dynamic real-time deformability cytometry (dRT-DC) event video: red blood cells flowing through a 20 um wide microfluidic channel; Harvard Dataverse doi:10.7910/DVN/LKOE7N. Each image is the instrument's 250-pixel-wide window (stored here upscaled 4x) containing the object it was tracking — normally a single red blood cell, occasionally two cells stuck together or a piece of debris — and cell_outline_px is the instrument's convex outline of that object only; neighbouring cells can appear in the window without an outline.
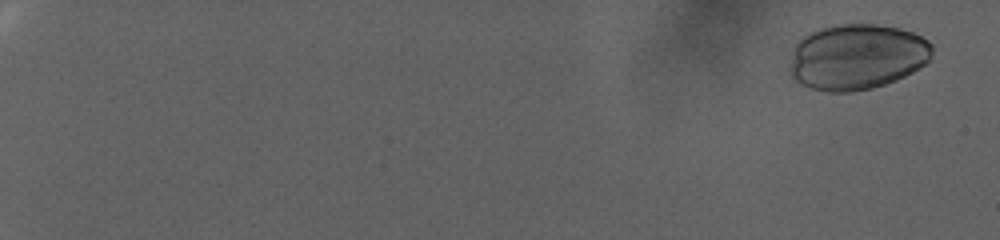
{"species": "human", "species_latin": "Homo sapiens", "temperature_condition": "warm", "stored_images_in_passage": 96, "camera_frame_rate_fps": 3000, "um_per_image_px": 0.085, "donor": {"sex": "female"}, "frame": {"image": 1, "passage_image": 5, "time_ms": 1.333, "image_size_px": [1000, 240], "cell_outline_px": [[932, 52], [928, 60], [920, 68], [896, 80], [872, 88], [852, 92], [828, 92], [812, 88], [800, 84], [792, 76], [788, 68], [792, 52], [796, 44], [804, 36], [820, 28], [836, 24], [876, 24], [900, 28], [912, 32], [928, 40], [932, 44]], "centroid_in_image_um": [72.83, 4.83], "position_along_channel_um": 12.2, "area_um2": 54.68}}
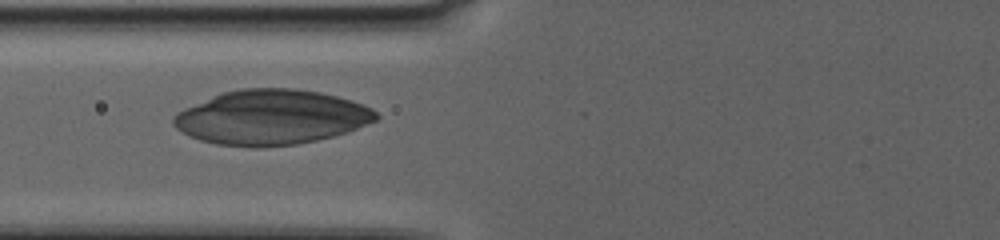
{"frame": {"image": 2, "passage_image": 47, "time_ms": 15.333, "image_size_px": [1000, 240], "cell_outline_px": [[380, 116], [376, 120], [356, 128], [332, 136], [316, 140], [296, 144], [260, 148], [256, 148], [216, 144], [200, 140], [188, 136], [176, 128], [172, 124], [172, 116], [184, 108], [212, 96], [224, 92], [240, 88], [292, 88], [320, 92], [352, 100], [372, 108]], "centroid_in_image_um": [23.02, 9.97], "position_along_channel_um": 102.8, "area_um2": 64.74}}
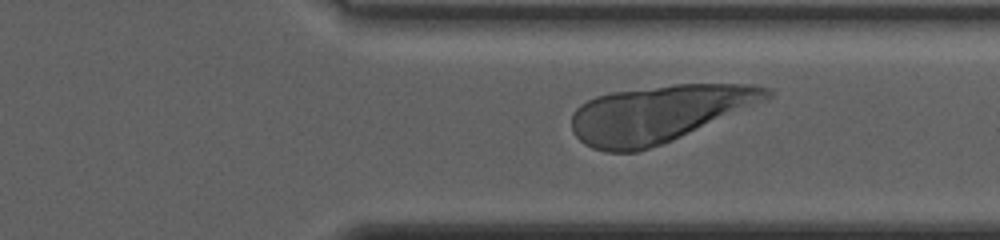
{"frame": {"image": 3, "passage_image": 79, "time_ms": 26.0, "image_size_px": [1000, 240], "cell_outline_px": [[776, 92], [768, 100], [672, 140], [636, 152], [604, 152], [592, 148], [584, 144], [572, 132], [572, 112], [580, 104], [596, 96], [612, 92], [672, 84], [752, 84], [772, 88]], "centroid_in_image_um": [56.02, 9.65], "position_along_channel_um": 355.4, "area_um2": 64.91}}